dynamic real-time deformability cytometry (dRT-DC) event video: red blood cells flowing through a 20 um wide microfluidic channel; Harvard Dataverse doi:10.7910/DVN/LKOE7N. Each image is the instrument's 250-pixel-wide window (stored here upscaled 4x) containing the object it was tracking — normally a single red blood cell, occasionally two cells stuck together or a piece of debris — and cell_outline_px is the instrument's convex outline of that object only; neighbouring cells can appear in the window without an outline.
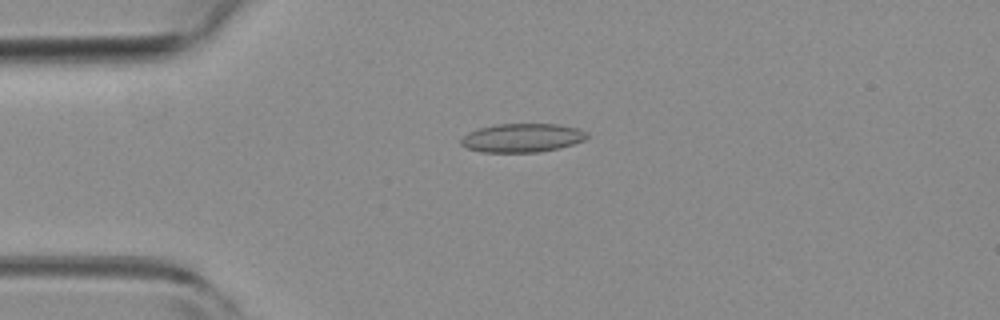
{"species": "common noctule bat (a hibernating species)", "species_latin": "Nyctalus noctula", "temperature_condition": "room temperature", "stored_images_in_passage": 8, "camera_frame_rate_fps": 3000, "um_per_image_px": 0.085, "animal": {"sex": "female", "body_mass_g": 19.3, "forearm_length_mm": 54.1}, "frame": {"image": 1, "passage_image": 3, "time_ms": 0.667, "image_size_px": [1000, 320], "cell_outline_px": [[588, 136], [584, 140], [560, 148], [540, 152], [480, 152], [468, 148], [460, 144], [460, 140], [468, 132], [480, 128], [496, 124], [556, 124], [580, 128], [588, 132]], "centroid_in_image_um": [44.41, 11.72], "position_along_channel_um": 40.6, "area_um2": 21.15}}
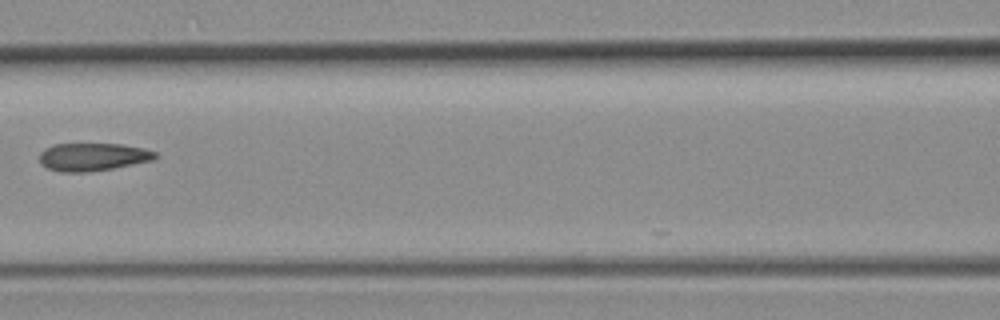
{"frame": {"image": 2, "passage_image": 6, "time_ms": 1.667, "image_size_px": [1000, 320], "cell_outline_px": [[160, 156], [156, 160], [112, 168], [88, 172], [60, 172], [48, 168], [40, 164], [40, 152], [44, 148], [52, 144], [120, 144], [144, 148], [156, 152]], "centroid_in_image_um": [7.91, 13.33], "position_along_channel_um": 158.7, "area_um2": 19.02}}
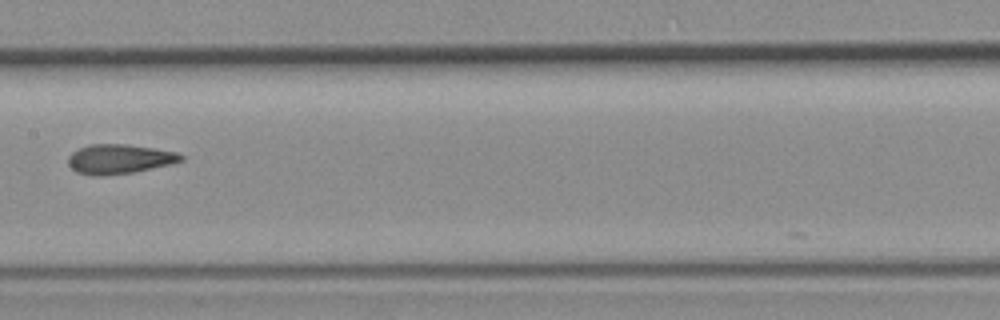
{"frame": {"image": 3, "passage_image": 7, "time_ms": 2.0, "image_size_px": [1000, 320], "cell_outline_px": [[184, 160], [172, 164], [132, 172], [104, 176], [92, 176], [76, 172], [68, 164], [68, 156], [72, 152], [88, 144], [124, 144], [180, 152], [184, 156]], "centroid_in_image_um": [10.15, 13.52], "position_along_channel_um": 197.3, "area_um2": 19.54}}